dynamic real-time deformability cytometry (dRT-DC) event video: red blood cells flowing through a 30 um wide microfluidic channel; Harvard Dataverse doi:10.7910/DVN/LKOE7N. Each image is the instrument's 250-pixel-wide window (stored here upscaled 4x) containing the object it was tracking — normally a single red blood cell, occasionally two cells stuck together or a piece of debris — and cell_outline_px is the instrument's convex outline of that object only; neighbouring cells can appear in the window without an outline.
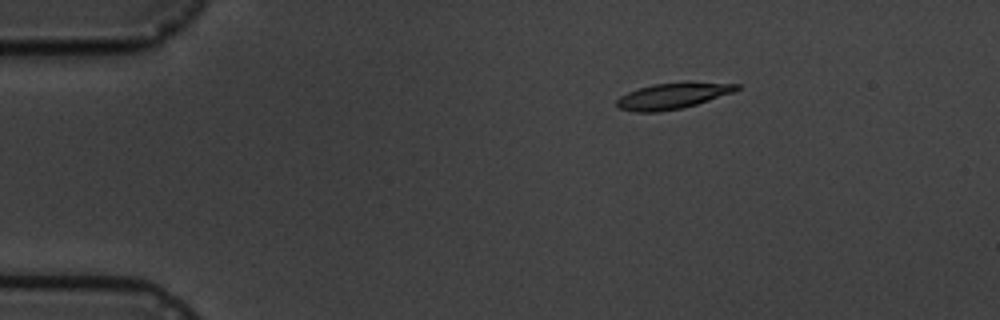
{"species": "common noctule bat (a hibernating species)", "species_latin": "Nyctalus noctula", "temperature_condition": "cold", "stored_images_in_passage": 5, "camera_frame_rate_fps": 3000, "um_per_image_px": 0.085, "animal": {"sex": "male", "body_mass_g": 19.5, "forearm_length_mm": 54.6}, "frame": {"image": 1, "passage_image": 3, "time_ms": 2.0, "image_size_px": [1000, 320], "cell_outline_px": [[740, 88], [732, 92], [696, 104], [680, 108], [656, 112], [636, 112], [620, 108], [616, 104], [616, 100], [620, 96], [628, 92], [652, 84], [684, 80], [688, 80], [740, 84]], "centroid_in_image_um": [57.2, 8.1], "position_along_channel_um": 27.8, "area_um2": 18.38}}